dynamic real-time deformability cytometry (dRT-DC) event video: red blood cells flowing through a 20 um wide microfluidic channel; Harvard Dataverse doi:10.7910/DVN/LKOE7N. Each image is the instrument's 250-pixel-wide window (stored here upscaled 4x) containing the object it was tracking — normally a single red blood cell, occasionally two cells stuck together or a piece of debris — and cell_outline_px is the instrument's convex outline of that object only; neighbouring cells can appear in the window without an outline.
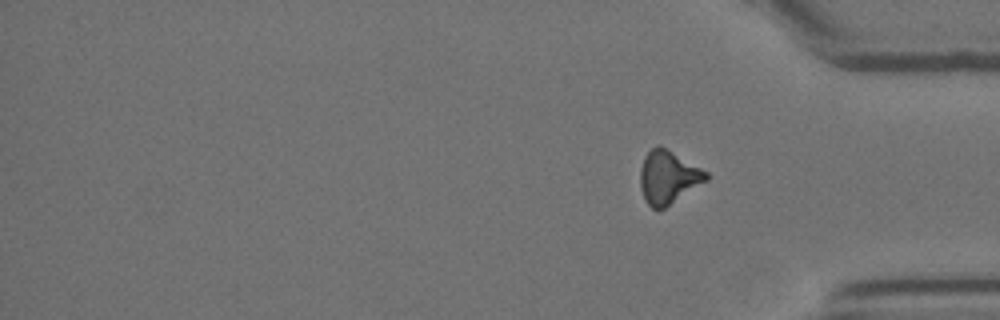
{"species": "Egyptian fruit bat (a non-hibernating species)", "species_latin": "Rousettus aegyptiacus", "temperature_condition": "room temperature", "stored_images_in_passage": 16, "segment_of_instrument_passage": [2, 2], "camera_frame_rate_fps": 3000, "um_per_image_px": 0.085, "animal": {"sex": "female"}, "frame": {"image": 1, "passage_image": 16, "time_ms": 19.0, "image_size_px": [1000, 320], "cell_outline_px": [[708, 180], [664, 208], [656, 212], [648, 204], [640, 188], [640, 168], [644, 156], [656, 144], [660, 144], [708, 172]], "centroid_in_image_um": [56.78, 15.05], "position_along_channel_um": 378.4, "area_um2": 20.52}}